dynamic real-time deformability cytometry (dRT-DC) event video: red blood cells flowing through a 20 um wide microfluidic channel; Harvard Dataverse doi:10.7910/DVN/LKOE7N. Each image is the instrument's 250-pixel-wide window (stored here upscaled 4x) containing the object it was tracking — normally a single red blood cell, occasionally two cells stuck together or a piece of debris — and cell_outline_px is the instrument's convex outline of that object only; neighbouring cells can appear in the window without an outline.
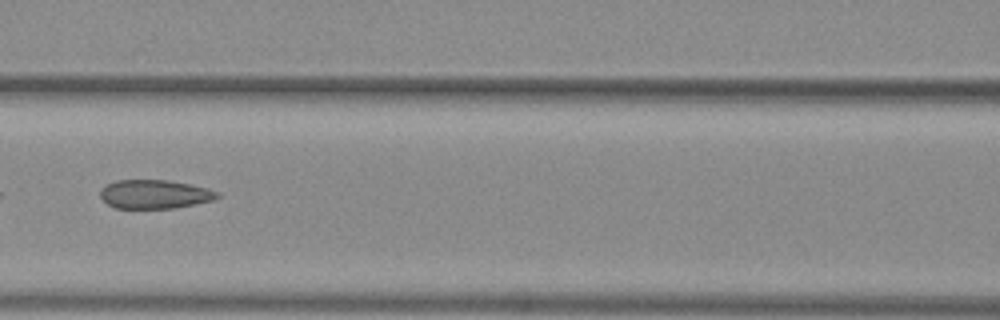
{"species": "common noctule bat (a hibernating species)", "species_latin": "Nyctalus noctula", "temperature_condition": "warm", "stored_images_in_passage": 36, "camera_frame_rate_fps": 3000, "um_per_image_px": 0.085, "animal": {"sex": "female", "body_mass_g": 29.2, "forearm_length_mm": 56.3}, "frame": {"image": 1, "passage_image": 11, "time_ms": 3.333, "image_size_px": [1000, 320], "cell_outline_px": [[220, 196], [216, 200], [172, 208], [116, 208], [108, 204], [100, 196], [100, 188], [116, 180], [168, 180], [208, 188], [220, 192]], "centroid_in_image_um": [13.17, 16.5], "position_along_channel_um": 153.4, "area_um2": 19.65}}
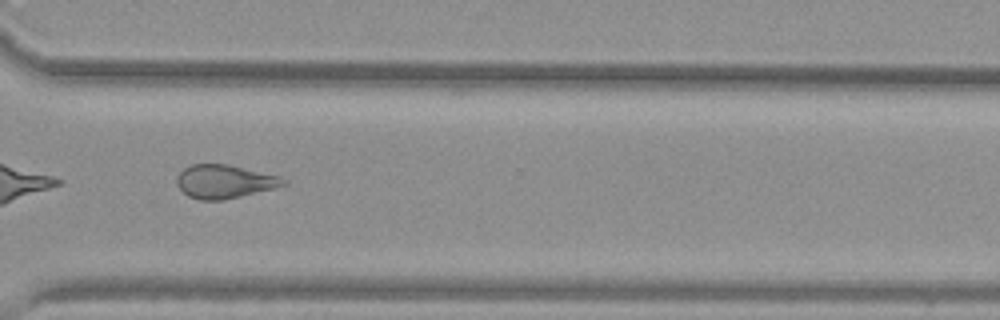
{"frame": {"image": 2, "passage_image": 26, "time_ms": 8.333, "image_size_px": [1000, 320], "cell_outline_px": [[288, 184], [224, 200], [200, 200], [188, 196], [176, 184], [176, 180], [180, 172], [184, 168], [192, 164], [228, 164], [280, 176], [288, 180]], "centroid_in_image_um": [19.08, 15.42], "position_along_channel_um": 351.5, "area_um2": 20.69}, "authors_computed_cell_mechanics": {"area_um2": 21.0103, "velocity_mm_per_s": 3.9681, "shape_relaxation_time_tau1_ms": null, "shape_relaxation_time_tau2_ms": 2.5355, "deformation_change_tau1": null, "deformation_change_tau2": 0.0857}}